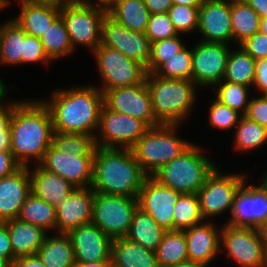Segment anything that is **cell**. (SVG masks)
Listing matches in <instances>:
<instances>
[{
    "instance_id": "cell-66",
    "label": "cell",
    "mask_w": 267,
    "mask_h": 267,
    "mask_svg": "<svg viewBox=\"0 0 267 267\" xmlns=\"http://www.w3.org/2000/svg\"><path fill=\"white\" fill-rule=\"evenodd\" d=\"M226 1L229 4H233V3H242V2H247V0H223Z\"/></svg>"
},
{
    "instance_id": "cell-47",
    "label": "cell",
    "mask_w": 267,
    "mask_h": 267,
    "mask_svg": "<svg viewBox=\"0 0 267 267\" xmlns=\"http://www.w3.org/2000/svg\"><path fill=\"white\" fill-rule=\"evenodd\" d=\"M0 103V151H10V122L13 115L14 106L19 101L5 100ZM9 102V103H8Z\"/></svg>"
},
{
    "instance_id": "cell-34",
    "label": "cell",
    "mask_w": 267,
    "mask_h": 267,
    "mask_svg": "<svg viewBox=\"0 0 267 267\" xmlns=\"http://www.w3.org/2000/svg\"><path fill=\"white\" fill-rule=\"evenodd\" d=\"M259 15L246 2L231 4L232 41L240 45L260 29Z\"/></svg>"
},
{
    "instance_id": "cell-49",
    "label": "cell",
    "mask_w": 267,
    "mask_h": 267,
    "mask_svg": "<svg viewBox=\"0 0 267 267\" xmlns=\"http://www.w3.org/2000/svg\"><path fill=\"white\" fill-rule=\"evenodd\" d=\"M245 116L267 128V95L251 98Z\"/></svg>"
},
{
    "instance_id": "cell-4",
    "label": "cell",
    "mask_w": 267,
    "mask_h": 267,
    "mask_svg": "<svg viewBox=\"0 0 267 267\" xmlns=\"http://www.w3.org/2000/svg\"><path fill=\"white\" fill-rule=\"evenodd\" d=\"M145 81L156 120L181 125L195 107L198 86L192 80L165 79L153 73H147Z\"/></svg>"
},
{
    "instance_id": "cell-27",
    "label": "cell",
    "mask_w": 267,
    "mask_h": 267,
    "mask_svg": "<svg viewBox=\"0 0 267 267\" xmlns=\"http://www.w3.org/2000/svg\"><path fill=\"white\" fill-rule=\"evenodd\" d=\"M21 13L12 20L27 34L41 38L60 16L61 6L30 5L18 3Z\"/></svg>"
},
{
    "instance_id": "cell-65",
    "label": "cell",
    "mask_w": 267,
    "mask_h": 267,
    "mask_svg": "<svg viewBox=\"0 0 267 267\" xmlns=\"http://www.w3.org/2000/svg\"><path fill=\"white\" fill-rule=\"evenodd\" d=\"M10 4L9 0H0V6L4 9L6 6Z\"/></svg>"
},
{
    "instance_id": "cell-51",
    "label": "cell",
    "mask_w": 267,
    "mask_h": 267,
    "mask_svg": "<svg viewBox=\"0 0 267 267\" xmlns=\"http://www.w3.org/2000/svg\"><path fill=\"white\" fill-rule=\"evenodd\" d=\"M20 167L11 151H0V178L14 173Z\"/></svg>"
},
{
    "instance_id": "cell-8",
    "label": "cell",
    "mask_w": 267,
    "mask_h": 267,
    "mask_svg": "<svg viewBox=\"0 0 267 267\" xmlns=\"http://www.w3.org/2000/svg\"><path fill=\"white\" fill-rule=\"evenodd\" d=\"M137 208V198L94 191L91 223L111 239L124 238Z\"/></svg>"
},
{
    "instance_id": "cell-58",
    "label": "cell",
    "mask_w": 267,
    "mask_h": 267,
    "mask_svg": "<svg viewBox=\"0 0 267 267\" xmlns=\"http://www.w3.org/2000/svg\"><path fill=\"white\" fill-rule=\"evenodd\" d=\"M173 4L181 6L200 7L202 0H172Z\"/></svg>"
},
{
    "instance_id": "cell-35",
    "label": "cell",
    "mask_w": 267,
    "mask_h": 267,
    "mask_svg": "<svg viewBox=\"0 0 267 267\" xmlns=\"http://www.w3.org/2000/svg\"><path fill=\"white\" fill-rule=\"evenodd\" d=\"M238 49L230 50L223 80L251 88L255 78V60L241 46Z\"/></svg>"
},
{
    "instance_id": "cell-6",
    "label": "cell",
    "mask_w": 267,
    "mask_h": 267,
    "mask_svg": "<svg viewBox=\"0 0 267 267\" xmlns=\"http://www.w3.org/2000/svg\"><path fill=\"white\" fill-rule=\"evenodd\" d=\"M179 126L161 124L150 127L131 148L137 162L148 176L179 156L192 144L177 136Z\"/></svg>"
},
{
    "instance_id": "cell-11",
    "label": "cell",
    "mask_w": 267,
    "mask_h": 267,
    "mask_svg": "<svg viewBox=\"0 0 267 267\" xmlns=\"http://www.w3.org/2000/svg\"><path fill=\"white\" fill-rule=\"evenodd\" d=\"M245 179L242 173L229 172L226 175L216 167L196 193L204 220L209 221L210 218L220 216L227 210L231 212L233 199Z\"/></svg>"
},
{
    "instance_id": "cell-10",
    "label": "cell",
    "mask_w": 267,
    "mask_h": 267,
    "mask_svg": "<svg viewBox=\"0 0 267 267\" xmlns=\"http://www.w3.org/2000/svg\"><path fill=\"white\" fill-rule=\"evenodd\" d=\"M149 128L145 122L117 113L104 104L100 111L95 144L100 148L131 149Z\"/></svg>"
},
{
    "instance_id": "cell-59",
    "label": "cell",
    "mask_w": 267,
    "mask_h": 267,
    "mask_svg": "<svg viewBox=\"0 0 267 267\" xmlns=\"http://www.w3.org/2000/svg\"><path fill=\"white\" fill-rule=\"evenodd\" d=\"M260 238L265 245V248L267 250V221L261 223L257 228Z\"/></svg>"
},
{
    "instance_id": "cell-40",
    "label": "cell",
    "mask_w": 267,
    "mask_h": 267,
    "mask_svg": "<svg viewBox=\"0 0 267 267\" xmlns=\"http://www.w3.org/2000/svg\"><path fill=\"white\" fill-rule=\"evenodd\" d=\"M52 145L60 151L75 152L76 156H94L95 137L84 133L54 132Z\"/></svg>"
},
{
    "instance_id": "cell-19",
    "label": "cell",
    "mask_w": 267,
    "mask_h": 267,
    "mask_svg": "<svg viewBox=\"0 0 267 267\" xmlns=\"http://www.w3.org/2000/svg\"><path fill=\"white\" fill-rule=\"evenodd\" d=\"M231 4L223 0H204L199 7L197 31L202 42L232 43Z\"/></svg>"
},
{
    "instance_id": "cell-17",
    "label": "cell",
    "mask_w": 267,
    "mask_h": 267,
    "mask_svg": "<svg viewBox=\"0 0 267 267\" xmlns=\"http://www.w3.org/2000/svg\"><path fill=\"white\" fill-rule=\"evenodd\" d=\"M94 156H76L75 152H64L51 145L40 165L69 181L76 188L91 187Z\"/></svg>"
},
{
    "instance_id": "cell-38",
    "label": "cell",
    "mask_w": 267,
    "mask_h": 267,
    "mask_svg": "<svg viewBox=\"0 0 267 267\" xmlns=\"http://www.w3.org/2000/svg\"><path fill=\"white\" fill-rule=\"evenodd\" d=\"M173 231H183L204 222L196 193L181 194L174 205Z\"/></svg>"
},
{
    "instance_id": "cell-45",
    "label": "cell",
    "mask_w": 267,
    "mask_h": 267,
    "mask_svg": "<svg viewBox=\"0 0 267 267\" xmlns=\"http://www.w3.org/2000/svg\"><path fill=\"white\" fill-rule=\"evenodd\" d=\"M145 35L149 38L151 43L172 38L178 33L176 32L168 13L150 14Z\"/></svg>"
},
{
    "instance_id": "cell-25",
    "label": "cell",
    "mask_w": 267,
    "mask_h": 267,
    "mask_svg": "<svg viewBox=\"0 0 267 267\" xmlns=\"http://www.w3.org/2000/svg\"><path fill=\"white\" fill-rule=\"evenodd\" d=\"M7 225L15 259L37 255V252L48 234L42 228L18 219L4 222Z\"/></svg>"
},
{
    "instance_id": "cell-53",
    "label": "cell",
    "mask_w": 267,
    "mask_h": 267,
    "mask_svg": "<svg viewBox=\"0 0 267 267\" xmlns=\"http://www.w3.org/2000/svg\"><path fill=\"white\" fill-rule=\"evenodd\" d=\"M150 14L166 13L172 7V0H144Z\"/></svg>"
},
{
    "instance_id": "cell-28",
    "label": "cell",
    "mask_w": 267,
    "mask_h": 267,
    "mask_svg": "<svg viewBox=\"0 0 267 267\" xmlns=\"http://www.w3.org/2000/svg\"><path fill=\"white\" fill-rule=\"evenodd\" d=\"M107 14L129 30L145 33L150 13L144 0H113Z\"/></svg>"
},
{
    "instance_id": "cell-36",
    "label": "cell",
    "mask_w": 267,
    "mask_h": 267,
    "mask_svg": "<svg viewBox=\"0 0 267 267\" xmlns=\"http://www.w3.org/2000/svg\"><path fill=\"white\" fill-rule=\"evenodd\" d=\"M40 41L46 55L52 61L69 56L74 51L61 16L46 30Z\"/></svg>"
},
{
    "instance_id": "cell-31",
    "label": "cell",
    "mask_w": 267,
    "mask_h": 267,
    "mask_svg": "<svg viewBox=\"0 0 267 267\" xmlns=\"http://www.w3.org/2000/svg\"><path fill=\"white\" fill-rule=\"evenodd\" d=\"M25 31L12 19L2 23L0 64L21 65L24 56Z\"/></svg>"
},
{
    "instance_id": "cell-12",
    "label": "cell",
    "mask_w": 267,
    "mask_h": 267,
    "mask_svg": "<svg viewBox=\"0 0 267 267\" xmlns=\"http://www.w3.org/2000/svg\"><path fill=\"white\" fill-rule=\"evenodd\" d=\"M222 246L227 257L239 267H267V250L255 228L234 227L224 224L221 228Z\"/></svg>"
},
{
    "instance_id": "cell-60",
    "label": "cell",
    "mask_w": 267,
    "mask_h": 267,
    "mask_svg": "<svg viewBox=\"0 0 267 267\" xmlns=\"http://www.w3.org/2000/svg\"><path fill=\"white\" fill-rule=\"evenodd\" d=\"M82 4H94V0H74ZM113 0H96L95 4L107 8Z\"/></svg>"
},
{
    "instance_id": "cell-16",
    "label": "cell",
    "mask_w": 267,
    "mask_h": 267,
    "mask_svg": "<svg viewBox=\"0 0 267 267\" xmlns=\"http://www.w3.org/2000/svg\"><path fill=\"white\" fill-rule=\"evenodd\" d=\"M246 185V180L238 189L231 210V217L226 224L234 227L255 228L267 221V188Z\"/></svg>"
},
{
    "instance_id": "cell-29",
    "label": "cell",
    "mask_w": 267,
    "mask_h": 267,
    "mask_svg": "<svg viewBox=\"0 0 267 267\" xmlns=\"http://www.w3.org/2000/svg\"><path fill=\"white\" fill-rule=\"evenodd\" d=\"M46 267H73L74 249L67 233L46 234L43 244L37 252Z\"/></svg>"
},
{
    "instance_id": "cell-3",
    "label": "cell",
    "mask_w": 267,
    "mask_h": 267,
    "mask_svg": "<svg viewBox=\"0 0 267 267\" xmlns=\"http://www.w3.org/2000/svg\"><path fill=\"white\" fill-rule=\"evenodd\" d=\"M147 177L131 149L96 146L91 184L94 191L137 198Z\"/></svg>"
},
{
    "instance_id": "cell-69",
    "label": "cell",
    "mask_w": 267,
    "mask_h": 267,
    "mask_svg": "<svg viewBox=\"0 0 267 267\" xmlns=\"http://www.w3.org/2000/svg\"><path fill=\"white\" fill-rule=\"evenodd\" d=\"M1 28H2V25L0 24V37H1Z\"/></svg>"
},
{
    "instance_id": "cell-68",
    "label": "cell",
    "mask_w": 267,
    "mask_h": 267,
    "mask_svg": "<svg viewBox=\"0 0 267 267\" xmlns=\"http://www.w3.org/2000/svg\"><path fill=\"white\" fill-rule=\"evenodd\" d=\"M171 267H180V263L177 264V265L171 266Z\"/></svg>"
},
{
    "instance_id": "cell-2",
    "label": "cell",
    "mask_w": 267,
    "mask_h": 267,
    "mask_svg": "<svg viewBox=\"0 0 267 267\" xmlns=\"http://www.w3.org/2000/svg\"><path fill=\"white\" fill-rule=\"evenodd\" d=\"M44 103L50 110L54 132L84 133L95 137L104 105V94L98 86L56 89Z\"/></svg>"
},
{
    "instance_id": "cell-21",
    "label": "cell",
    "mask_w": 267,
    "mask_h": 267,
    "mask_svg": "<svg viewBox=\"0 0 267 267\" xmlns=\"http://www.w3.org/2000/svg\"><path fill=\"white\" fill-rule=\"evenodd\" d=\"M94 190L91 187L75 188L56 207V231L68 233L70 230L91 223Z\"/></svg>"
},
{
    "instance_id": "cell-9",
    "label": "cell",
    "mask_w": 267,
    "mask_h": 267,
    "mask_svg": "<svg viewBox=\"0 0 267 267\" xmlns=\"http://www.w3.org/2000/svg\"><path fill=\"white\" fill-rule=\"evenodd\" d=\"M97 63L103 92L119 87L141 84L145 81L146 67L140 62L127 58L122 52L100 44L92 52Z\"/></svg>"
},
{
    "instance_id": "cell-61",
    "label": "cell",
    "mask_w": 267,
    "mask_h": 267,
    "mask_svg": "<svg viewBox=\"0 0 267 267\" xmlns=\"http://www.w3.org/2000/svg\"><path fill=\"white\" fill-rule=\"evenodd\" d=\"M7 86L4 84L2 79L0 78V103L5 101L8 89L6 88Z\"/></svg>"
},
{
    "instance_id": "cell-57",
    "label": "cell",
    "mask_w": 267,
    "mask_h": 267,
    "mask_svg": "<svg viewBox=\"0 0 267 267\" xmlns=\"http://www.w3.org/2000/svg\"><path fill=\"white\" fill-rule=\"evenodd\" d=\"M73 267H113L112 260H104L98 262L79 263L75 262Z\"/></svg>"
},
{
    "instance_id": "cell-24",
    "label": "cell",
    "mask_w": 267,
    "mask_h": 267,
    "mask_svg": "<svg viewBox=\"0 0 267 267\" xmlns=\"http://www.w3.org/2000/svg\"><path fill=\"white\" fill-rule=\"evenodd\" d=\"M30 170L31 193L57 207L76 188L59 175L47 171L40 164Z\"/></svg>"
},
{
    "instance_id": "cell-41",
    "label": "cell",
    "mask_w": 267,
    "mask_h": 267,
    "mask_svg": "<svg viewBox=\"0 0 267 267\" xmlns=\"http://www.w3.org/2000/svg\"><path fill=\"white\" fill-rule=\"evenodd\" d=\"M187 48L186 46L178 54L163 62L153 74L165 79L191 80L192 49Z\"/></svg>"
},
{
    "instance_id": "cell-43",
    "label": "cell",
    "mask_w": 267,
    "mask_h": 267,
    "mask_svg": "<svg viewBox=\"0 0 267 267\" xmlns=\"http://www.w3.org/2000/svg\"><path fill=\"white\" fill-rule=\"evenodd\" d=\"M178 34H190L198 28L199 7L172 4L167 12Z\"/></svg>"
},
{
    "instance_id": "cell-55",
    "label": "cell",
    "mask_w": 267,
    "mask_h": 267,
    "mask_svg": "<svg viewBox=\"0 0 267 267\" xmlns=\"http://www.w3.org/2000/svg\"><path fill=\"white\" fill-rule=\"evenodd\" d=\"M246 3L252 7L260 18L267 17V0H247Z\"/></svg>"
},
{
    "instance_id": "cell-62",
    "label": "cell",
    "mask_w": 267,
    "mask_h": 267,
    "mask_svg": "<svg viewBox=\"0 0 267 267\" xmlns=\"http://www.w3.org/2000/svg\"><path fill=\"white\" fill-rule=\"evenodd\" d=\"M180 267H207V266L198 262H193L188 260L180 263Z\"/></svg>"
},
{
    "instance_id": "cell-39",
    "label": "cell",
    "mask_w": 267,
    "mask_h": 267,
    "mask_svg": "<svg viewBox=\"0 0 267 267\" xmlns=\"http://www.w3.org/2000/svg\"><path fill=\"white\" fill-rule=\"evenodd\" d=\"M214 86L212 89L216 90L214 93L216 100L245 116L250 102L248 94L251 88L249 86L224 80Z\"/></svg>"
},
{
    "instance_id": "cell-15",
    "label": "cell",
    "mask_w": 267,
    "mask_h": 267,
    "mask_svg": "<svg viewBox=\"0 0 267 267\" xmlns=\"http://www.w3.org/2000/svg\"><path fill=\"white\" fill-rule=\"evenodd\" d=\"M101 45L119 50L127 58L147 67L151 41L143 32L129 30L108 14L102 21Z\"/></svg>"
},
{
    "instance_id": "cell-67",
    "label": "cell",
    "mask_w": 267,
    "mask_h": 267,
    "mask_svg": "<svg viewBox=\"0 0 267 267\" xmlns=\"http://www.w3.org/2000/svg\"><path fill=\"white\" fill-rule=\"evenodd\" d=\"M262 183L265 185V187L267 188V171H265L263 178L261 179Z\"/></svg>"
},
{
    "instance_id": "cell-46",
    "label": "cell",
    "mask_w": 267,
    "mask_h": 267,
    "mask_svg": "<svg viewBox=\"0 0 267 267\" xmlns=\"http://www.w3.org/2000/svg\"><path fill=\"white\" fill-rule=\"evenodd\" d=\"M50 59L46 55L40 38H36L25 32L24 56H21V65L27 63H44L49 66Z\"/></svg>"
},
{
    "instance_id": "cell-48",
    "label": "cell",
    "mask_w": 267,
    "mask_h": 267,
    "mask_svg": "<svg viewBox=\"0 0 267 267\" xmlns=\"http://www.w3.org/2000/svg\"><path fill=\"white\" fill-rule=\"evenodd\" d=\"M239 46L251 55L255 61L267 58V35L260 31L246 39Z\"/></svg>"
},
{
    "instance_id": "cell-52",
    "label": "cell",
    "mask_w": 267,
    "mask_h": 267,
    "mask_svg": "<svg viewBox=\"0 0 267 267\" xmlns=\"http://www.w3.org/2000/svg\"><path fill=\"white\" fill-rule=\"evenodd\" d=\"M0 257L9 258L13 262V250L7 225L0 222Z\"/></svg>"
},
{
    "instance_id": "cell-42",
    "label": "cell",
    "mask_w": 267,
    "mask_h": 267,
    "mask_svg": "<svg viewBox=\"0 0 267 267\" xmlns=\"http://www.w3.org/2000/svg\"><path fill=\"white\" fill-rule=\"evenodd\" d=\"M179 36L180 34L151 43V54L146 67L147 73H153L163 62L172 58L186 47Z\"/></svg>"
},
{
    "instance_id": "cell-63",
    "label": "cell",
    "mask_w": 267,
    "mask_h": 267,
    "mask_svg": "<svg viewBox=\"0 0 267 267\" xmlns=\"http://www.w3.org/2000/svg\"><path fill=\"white\" fill-rule=\"evenodd\" d=\"M259 31L267 35V17L261 18Z\"/></svg>"
},
{
    "instance_id": "cell-14",
    "label": "cell",
    "mask_w": 267,
    "mask_h": 267,
    "mask_svg": "<svg viewBox=\"0 0 267 267\" xmlns=\"http://www.w3.org/2000/svg\"><path fill=\"white\" fill-rule=\"evenodd\" d=\"M104 104L117 113L145 122L149 127L161 125L153 113L146 81L133 86L107 90L104 93Z\"/></svg>"
},
{
    "instance_id": "cell-32",
    "label": "cell",
    "mask_w": 267,
    "mask_h": 267,
    "mask_svg": "<svg viewBox=\"0 0 267 267\" xmlns=\"http://www.w3.org/2000/svg\"><path fill=\"white\" fill-rule=\"evenodd\" d=\"M17 219L38 226L47 233L56 231V207L32 193L22 205Z\"/></svg>"
},
{
    "instance_id": "cell-30",
    "label": "cell",
    "mask_w": 267,
    "mask_h": 267,
    "mask_svg": "<svg viewBox=\"0 0 267 267\" xmlns=\"http://www.w3.org/2000/svg\"><path fill=\"white\" fill-rule=\"evenodd\" d=\"M165 232L148 213L137 208L133 214L126 238L155 251Z\"/></svg>"
},
{
    "instance_id": "cell-44",
    "label": "cell",
    "mask_w": 267,
    "mask_h": 267,
    "mask_svg": "<svg viewBox=\"0 0 267 267\" xmlns=\"http://www.w3.org/2000/svg\"><path fill=\"white\" fill-rule=\"evenodd\" d=\"M242 115L231 109L227 105L222 104L218 100H214L209 106V125L219 130H230L235 128L239 123Z\"/></svg>"
},
{
    "instance_id": "cell-64",
    "label": "cell",
    "mask_w": 267,
    "mask_h": 267,
    "mask_svg": "<svg viewBox=\"0 0 267 267\" xmlns=\"http://www.w3.org/2000/svg\"><path fill=\"white\" fill-rule=\"evenodd\" d=\"M12 263L9 258L0 257V267H12Z\"/></svg>"
},
{
    "instance_id": "cell-22",
    "label": "cell",
    "mask_w": 267,
    "mask_h": 267,
    "mask_svg": "<svg viewBox=\"0 0 267 267\" xmlns=\"http://www.w3.org/2000/svg\"><path fill=\"white\" fill-rule=\"evenodd\" d=\"M184 231L189 261L209 267L221 252V228L212 221H204Z\"/></svg>"
},
{
    "instance_id": "cell-33",
    "label": "cell",
    "mask_w": 267,
    "mask_h": 267,
    "mask_svg": "<svg viewBox=\"0 0 267 267\" xmlns=\"http://www.w3.org/2000/svg\"><path fill=\"white\" fill-rule=\"evenodd\" d=\"M159 267H171L188 261L186 237L184 231H167L155 250Z\"/></svg>"
},
{
    "instance_id": "cell-37",
    "label": "cell",
    "mask_w": 267,
    "mask_h": 267,
    "mask_svg": "<svg viewBox=\"0 0 267 267\" xmlns=\"http://www.w3.org/2000/svg\"><path fill=\"white\" fill-rule=\"evenodd\" d=\"M235 128L234 149L237 152H249L267 144V128L246 116L241 117Z\"/></svg>"
},
{
    "instance_id": "cell-18",
    "label": "cell",
    "mask_w": 267,
    "mask_h": 267,
    "mask_svg": "<svg viewBox=\"0 0 267 267\" xmlns=\"http://www.w3.org/2000/svg\"><path fill=\"white\" fill-rule=\"evenodd\" d=\"M181 193L148 176L138 194V208L148 213L166 232L173 231L174 205Z\"/></svg>"
},
{
    "instance_id": "cell-7",
    "label": "cell",
    "mask_w": 267,
    "mask_h": 267,
    "mask_svg": "<svg viewBox=\"0 0 267 267\" xmlns=\"http://www.w3.org/2000/svg\"><path fill=\"white\" fill-rule=\"evenodd\" d=\"M106 14L107 8L95 4L66 0L61 5L60 16L74 50L82 45L93 52L100 46L102 21Z\"/></svg>"
},
{
    "instance_id": "cell-20",
    "label": "cell",
    "mask_w": 267,
    "mask_h": 267,
    "mask_svg": "<svg viewBox=\"0 0 267 267\" xmlns=\"http://www.w3.org/2000/svg\"><path fill=\"white\" fill-rule=\"evenodd\" d=\"M67 234L72 242L75 262L111 260L112 239L93 223L80 225Z\"/></svg>"
},
{
    "instance_id": "cell-5",
    "label": "cell",
    "mask_w": 267,
    "mask_h": 267,
    "mask_svg": "<svg viewBox=\"0 0 267 267\" xmlns=\"http://www.w3.org/2000/svg\"><path fill=\"white\" fill-rule=\"evenodd\" d=\"M202 153L203 148L192 143L179 156L161 166L151 177L161 185L181 194L197 193L206 178L218 167Z\"/></svg>"
},
{
    "instance_id": "cell-26",
    "label": "cell",
    "mask_w": 267,
    "mask_h": 267,
    "mask_svg": "<svg viewBox=\"0 0 267 267\" xmlns=\"http://www.w3.org/2000/svg\"><path fill=\"white\" fill-rule=\"evenodd\" d=\"M111 260L114 267H159L155 251L126 237L112 239Z\"/></svg>"
},
{
    "instance_id": "cell-1",
    "label": "cell",
    "mask_w": 267,
    "mask_h": 267,
    "mask_svg": "<svg viewBox=\"0 0 267 267\" xmlns=\"http://www.w3.org/2000/svg\"><path fill=\"white\" fill-rule=\"evenodd\" d=\"M54 134L52 116L44 100H22L13 109L10 122L11 153L16 161L29 167L30 160L44 159L52 145Z\"/></svg>"
},
{
    "instance_id": "cell-54",
    "label": "cell",
    "mask_w": 267,
    "mask_h": 267,
    "mask_svg": "<svg viewBox=\"0 0 267 267\" xmlns=\"http://www.w3.org/2000/svg\"><path fill=\"white\" fill-rule=\"evenodd\" d=\"M12 267H46L38 255L20 257L14 260Z\"/></svg>"
},
{
    "instance_id": "cell-50",
    "label": "cell",
    "mask_w": 267,
    "mask_h": 267,
    "mask_svg": "<svg viewBox=\"0 0 267 267\" xmlns=\"http://www.w3.org/2000/svg\"><path fill=\"white\" fill-rule=\"evenodd\" d=\"M261 93L267 95V58L255 61V78L253 85Z\"/></svg>"
},
{
    "instance_id": "cell-23",
    "label": "cell",
    "mask_w": 267,
    "mask_h": 267,
    "mask_svg": "<svg viewBox=\"0 0 267 267\" xmlns=\"http://www.w3.org/2000/svg\"><path fill=\"white\" fill-rule=\"evenodd\" d=\"M30 193L29 167L21 166L14 173L0 178V222L17 219Z\"/></svg>"
},
{
    "instance_id": "cell-56",
    "label": "cell",
    "mask_w": 267,
    "mask_h": 267,
    "mask_svg": "<svg viewBox=\"0 0 267 267\" xmlns=\"http://www.w3.org/2000/svg\"><path fill=\"white\" fill-rule=\"evenodd\" d=\"M66 0H18L17 3H26L30 5H48L61 6Z\"/></svg>"
},
{
    "instance_id": "cell-13",
    "label": "cell",
    "mask_w": 267,
    "mask_h": 267,
    "mask_svg": "<svg viewBox=\"0 0 267 267\" xmlns=\"http://www.w3.org/2000/svg\"><path fill=\"white\" fill-rule=\"evenodd\" d=\"M230 47L223 43L198 41L192 48L191 80L199 86L214 87L224 79Z\"/></svg>"
}]
</instances>
